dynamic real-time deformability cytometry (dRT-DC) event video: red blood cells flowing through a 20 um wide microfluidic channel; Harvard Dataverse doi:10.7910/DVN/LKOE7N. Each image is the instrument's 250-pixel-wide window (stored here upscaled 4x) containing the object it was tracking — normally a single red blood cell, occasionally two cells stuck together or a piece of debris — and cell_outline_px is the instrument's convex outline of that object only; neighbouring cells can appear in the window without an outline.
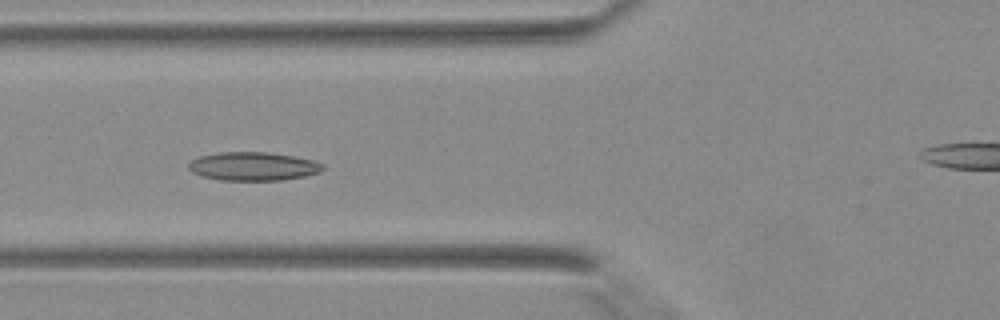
{"species": "Egyptian fruit bat (a non-hibernating species)", "species_latin": "Rousettus aegyptiacus", "temperature_condition": "warm", "stored_images_in_passage": 43, "camera_frame_rate_fps": 3000, "um_per_image_px": 0.085, "animal": {"sex": "female"}, "frame": {"image": 1, "passage_image": 17, "time_ms": 5.333, "image_size_px": [1000, 320], "cell_outline_px": [[324, 168], [320, 172], [304, 176], [280, 180], [220, 180], [200, 176], [192, 172], [188, 168], [188, 164], [192, 160], [200, 156], [220, 152], [268, 152], [292, 156], [312, 160], [324, 164]], "centroid_in_image_um": [21.5, 14.14], "position_along_channel_um": 104.3, "area_um2": 22.25}}
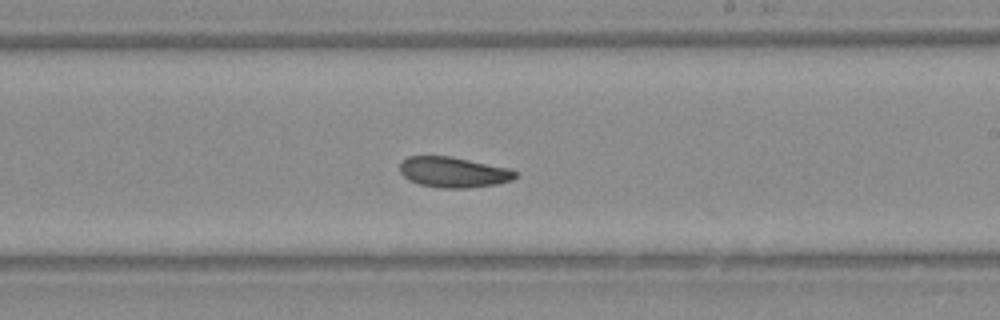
{"frame": {"image": 2, "passage_image": 26, "time_ms": 8.333, "image_size_px": [1000, 320], "cell_outline_px": [[520, 176], [512, 180], [496, 184], [468, 188], [440, 188], [420, 184], [408, 180], [400, 172], [400, 160], [408, 156], [452, 156], [512, 168]], "centroid_in_image_um": [38.57, 14.63], "position_along_channel_um": 250.4, "area_um2": 20.92}}
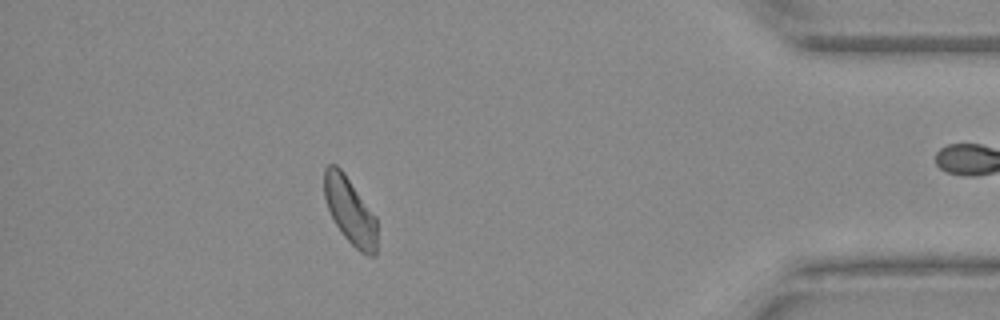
{"frame": {"image": 3, "passage_image": 38, "time_ms": 12.333, "image_size_px": [1000, 320], "cell_outline_px": [[376, 256], [368, 256], [360, 252], [344, 236], [336, 224], [328, 208], [324, 196], [324, 168], [328, 164], [336, 164], [344, 172], [376, 216]], "centroid_in_image_um": [29.75, 17.9], "position_along_channel_um": 405.4, "area_um2": 20.46}}